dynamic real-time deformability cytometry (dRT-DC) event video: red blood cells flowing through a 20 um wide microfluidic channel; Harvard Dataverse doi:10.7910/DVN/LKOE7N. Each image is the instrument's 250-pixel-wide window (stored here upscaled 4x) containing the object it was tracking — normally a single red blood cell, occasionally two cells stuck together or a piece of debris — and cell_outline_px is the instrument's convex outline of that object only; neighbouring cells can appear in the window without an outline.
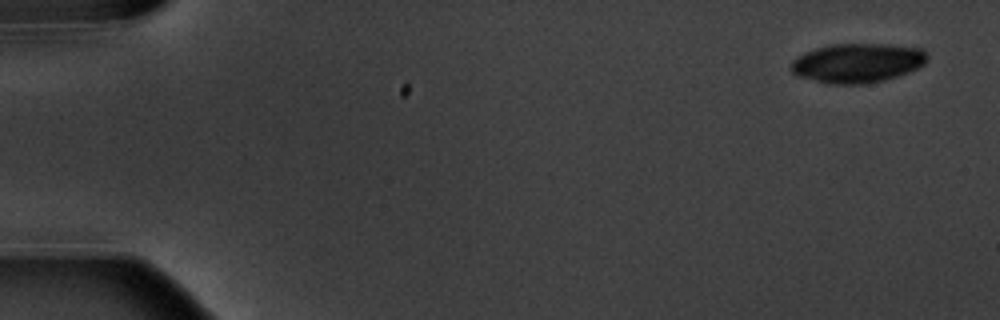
{"species": "common noctule bat (a hibernating species)", "species_latin": "Nyctalus noctula", "temperature_condition": "warm", "stored_images_in_passage": 4, "camera_frame_rate_fps": 3000, "um_per_image_px": 0.085, "animal": {"sex": "male", "body_mass_g": 20.1, "forearm_length_mm": 53.5}, "frame": {"image": 1, "passage_image": 1, "time_ms": 0.0, "image_size_px": [1000, 320], "cell_outline_px": [[928, 60], [920, 68], [884, 80], [864, 84], [828, 84], [796, 76], [788, 68], [792, 60], [816, 48], [832, 44], [888, 44], [924, 48], [928, 56]], "centroid_in_image_um": [72.9, 5.35], "position_along_channel_um": 12.1, "area_um2": 31.5}}